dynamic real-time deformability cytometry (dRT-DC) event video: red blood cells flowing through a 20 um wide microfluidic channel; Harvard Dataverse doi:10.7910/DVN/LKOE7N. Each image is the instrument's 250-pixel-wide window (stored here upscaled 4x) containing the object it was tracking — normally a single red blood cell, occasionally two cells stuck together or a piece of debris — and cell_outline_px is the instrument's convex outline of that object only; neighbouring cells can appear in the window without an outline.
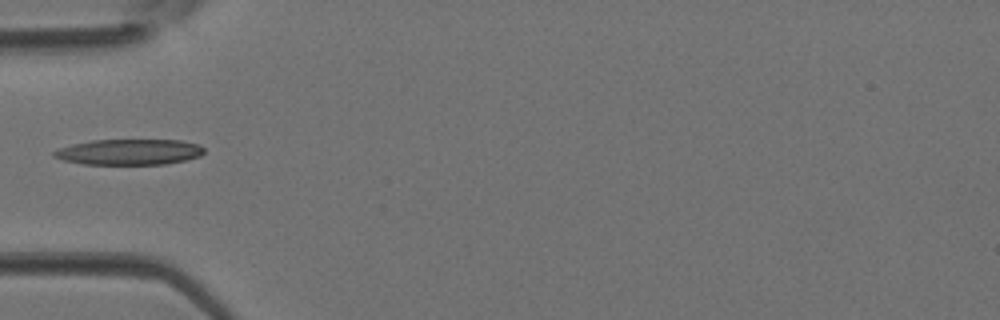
{"species": "Egyptian fruit bat (a non-hibernating species)", "species_latin": "Rousettus aegyptiacus", "temperature_condition": "room temperature", "stored_images_in_passage": 3, "camera_frame_rate_fps": 3000, "um_per_image_px": 0.085, "animal": {"sex": "female"}, "frame": {"image": 1, "passage_image": 3, "time_ms": 0.667, "image_size_px": [1000, 320], "cell_outline_px": [[204, 152], [200, 156], [188, 160], [164, 164], [84, 164], [64, 160], [52, 156], [52, 152], [60, 148], [72, 144], [92, 140], [180, 140], [200, 144], [204, 148]], "centroid_in_image_um": [11.02, 12.91], "position_along_channel_um": 74.0, "area_um2": 22.54}}